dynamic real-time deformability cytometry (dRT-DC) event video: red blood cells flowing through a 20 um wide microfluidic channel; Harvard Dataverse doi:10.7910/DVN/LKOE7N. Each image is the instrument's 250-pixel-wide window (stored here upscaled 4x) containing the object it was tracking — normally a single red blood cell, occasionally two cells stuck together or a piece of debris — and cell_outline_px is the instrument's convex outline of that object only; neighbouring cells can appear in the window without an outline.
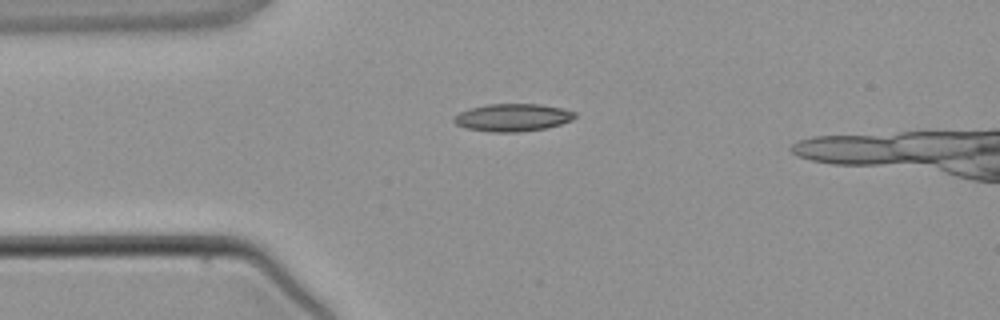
{"species": "common noctule bat (a hibernating species)", "species_latin": "Nyctalus noctula", "temperature_condition": "warm", "stored_images_in_passage": 1, "camera_frame_rate_fps": 3000, "um_per_image_px": 0.085, "animal": {"sex": "male", "body_mass_g": 21.5, "forearm_length_mm": 52.0}, "frame": {"image": 1, "passage_image": 1, "time_ms": 0.0, "image_size_px": [1000, 320], "cell_outline_px": [[576, 116], [572, 120], [548, 128], [516, 132], [492, 132], [468, 128], [456, 124], [452, 120], [460, 112], [472, 108], [488, 104], [540, 104], [564, 108], [576, 112]], "centroid_in_image_um": [43.63, 9.98], "position_along_channel_um": 41.4, "area_um2": 19.36}}